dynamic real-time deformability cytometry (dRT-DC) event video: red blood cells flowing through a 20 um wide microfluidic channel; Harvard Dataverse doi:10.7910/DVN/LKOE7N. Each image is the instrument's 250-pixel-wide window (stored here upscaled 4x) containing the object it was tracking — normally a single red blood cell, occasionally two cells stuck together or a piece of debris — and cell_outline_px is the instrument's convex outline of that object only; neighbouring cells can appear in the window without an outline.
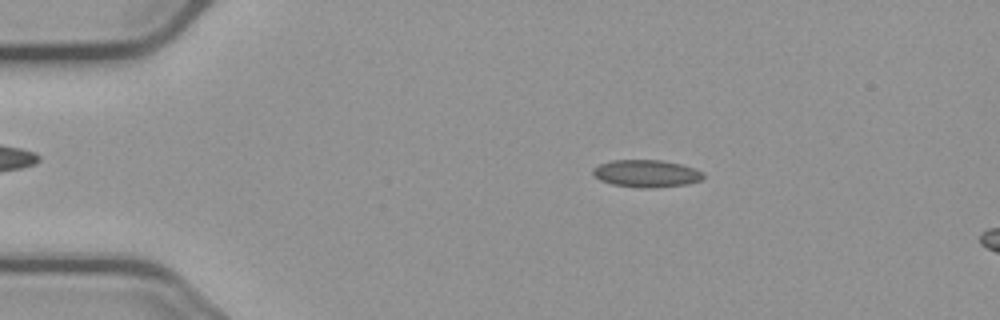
{"species": "common noctule bat (a hibernating species)", "species_latin": "Nyctalus noctula", "temperature_condition": "cold", "stored_images_in_passage": 54, "camera_frame_rate_fps": 3000, "um_per_image_px": 0.085, "animal": {"sex": "male", "body_mass_g": 23.1, "forearm_length_mm": 52.7}, "frame": {"image": 1, "passage_image": 9, "time_ms": 2.667, "image_size_px": [1000, 320], "cell_outline_px": [[704, 176], [700, 180], [688, 184], [656, 188], [640, 188], [612, 184], [600, 180], [592, 176], [592, 168], [600, 164], [612, 160], [660, 160], [680, 164], [704, 172]], "centroid_in_image_um": [54.91, 14.76], "position_along_channel_um": 30.1, "area_um2": 17.69}}
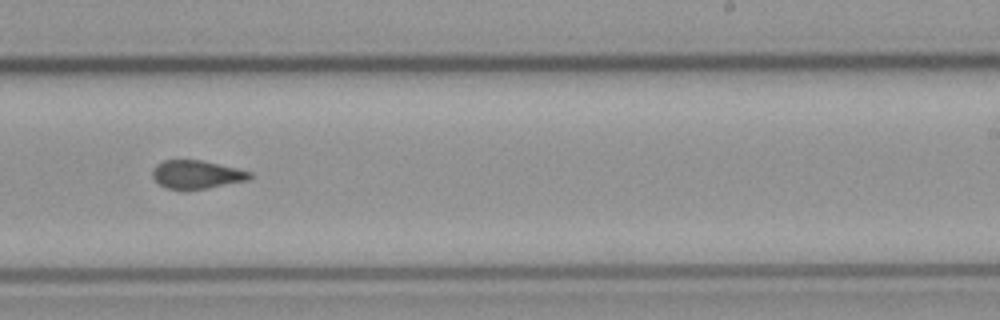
{"frame": {"image": 2, "passage_image": 33, "time_ms": 10.667, "image_size_px": [1000, 320], "cell_outline_px": [[252, 176], [248, 180], [208, 188], [168, 188], [160, 184], [152, 176], [152, 168], [156, 164], [164, 160], [200, 160], [236, 168], [252, 172]], "centroid_in_image_um": [16.71, 14.81], "position_along_channel_um": 272.3, "area_um2": 15.72}}
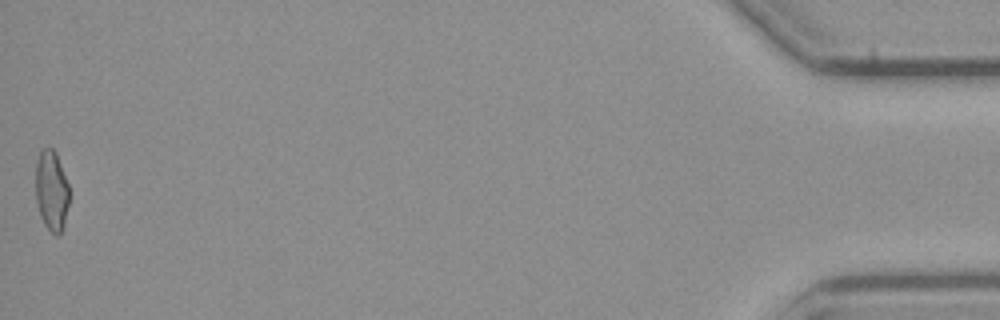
{"frame": {"image": 3, "passage_image": 54, "time_ms": 17.667, "image_size_px": [1000, 320], "cell_outline_px": [[68, 204], [64, 224], [60, 232], [56, 236], [44, 224], [40, 216], [36, 200], [36, 164], [40, 148], [48, 144], [56, 152], [68, 184]], "centroid_in_image_um": [4.36, 16.13], "position_along_channel_um": 430.8, "area_um2": 15.78}, "authors_computed_cell_mechanics": {"area_um2": 16.5886, "velocity_mm_per_s": 3.7096, "shape_relaxation_time_tau1_ms": null, "shape_relaxation_time_tau2_ms": 1.5726, "deformation_change_tau1": null, "deformation_change_tau2": 0.0812}}